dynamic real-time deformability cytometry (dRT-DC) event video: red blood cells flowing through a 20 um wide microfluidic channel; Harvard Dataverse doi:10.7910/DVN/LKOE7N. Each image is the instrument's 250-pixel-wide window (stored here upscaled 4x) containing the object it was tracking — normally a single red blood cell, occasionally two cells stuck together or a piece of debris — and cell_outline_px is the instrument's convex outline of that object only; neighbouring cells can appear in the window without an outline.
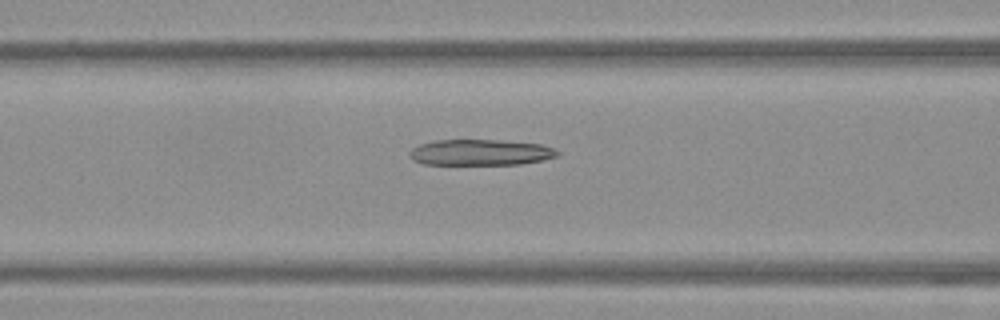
{"species": "Egyptian fruit bat (a non-hibernating species)", "species_latin": "Rousettus aegyptiacus", "temperature_condition": "warm", "stored_images_in_passage": 38, "camera_frame_rate_fps": 3000, "um_per_image_px": 0.085, "frame": {"image": 1, "passage_image": 17, "time_ms": 5.333, "image_size_px": [1000, 320], "cell_outline_px": [[560, 152], [556, 156], [544, 160], [520, 164], [424, 164], [412, 160], [408, 156], [408, 152], [412, 148], [420, 144], [436, 140], [500, 140], [540, 144], [552, 148]], "centroid_in_image_um": [40.8, 12.95], "position_along_channel_um": 125.8, "area_um2": 22.31}}
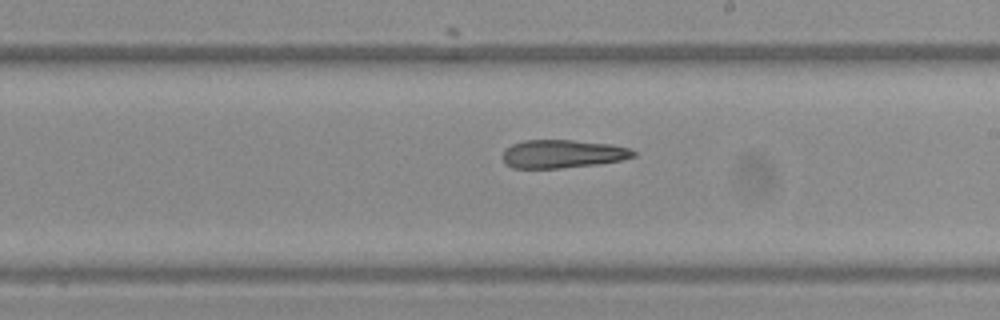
{"frame": {"image": 2, "passage_image": 26, "time_ms": 8.333, "image_size_px": [1000, 320], "cell_outline_px": [[636, 156], [620, 160], [600, 164], [560, 168], [512, 168], [504, 164], [500, 156], [512, 144], [524, 140], [572, 140], [612, 144], [628, 148], [636, 152]], "centroid_in_image_um": [47.8, 13.09], "position_along_channel_um": 241.2, "area_um2": 21.68}}
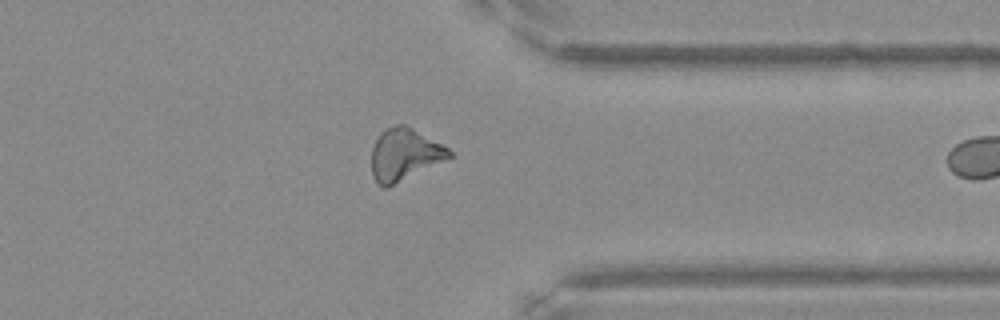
{"frame": {"image": 3, "passage_image": 37, "time_ms": 12.0, "image_size_px": [1000, 320], "cell_outline_px": [[452, 156], [388, 188], [384, 188], [372, 176], [372, 148], [380, 132], [384, 128], [396, 124], [404, 124], [412, 128], [448, 148], [452, 152]], "centroid_in_image_um": [34.34, 13.13], "position_along_channel_um": 377.1, "area_um2": 23.29}}